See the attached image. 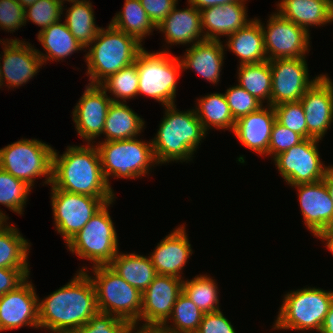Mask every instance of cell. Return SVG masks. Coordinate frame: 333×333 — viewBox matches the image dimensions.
Masks as SVG:
<instances>
[{
  "instance_id": "17",
  "label": "cell",
  "mask_w": 333,
  "mask_h": 333,
  "mask_svg": "<svg viewBox=\"0 0 333 333\" xmlns=\"http://www.w3.org/2000/svg\"><path fill=\"white\" fill-rule=\"evenodd\" d=\"M297 197L304 225L320 240L333 231V202L323 180L315 183L297 184Z\"/></svg>"
},
{
  "instance_id": "33",
  "label": "cell",
  "mask_w": 333,
  "mask_h": 333,
  "mask_svg": "<svg viewBox=\"0 0 333 333\" xmlns=\"http://www.w3.org/2000/svg\"><path fill=\"white\" fill-rule=\"evenodd\" d=\"M31 245L16 225L6 222L0 227V268L30 269Z\"/></svg>"
},
{
  "instance_id": "51",
  "label": "cell",
  "mask_w": 333,
  "mask_h": 333,
  "mask_svg": "<svg viewBox=\"0 0 333 333\" xmlns=\"http://www.w3.org/2000/svg\"><path fill=\"white\" fill-rule=\"evenodd\" d=\"M128 333H166L162 328H155V327H138L132 325L129 329Z\"/></svg>"
},
{
  "instance_id": "25",
  "label": "cell",
  "mask_w": 333,
  "mask_h": 333,
  "mask_svg": "<svg viewBox=\"0 0 333 333\" xmlns=\"http://www.w3.org/2000/svg\"><path fill=\"white\" fill-rule=\"evenodd\" d=\"M224 41L203 40L185 49L179 56L183 71L192 69L209 83L218 84L225 59Z\"/></svg>"
},
{
  "instance_id": "45",
  "label": "cell",
  "mask_w": 333,
  "mask_h": 333,
  "mask_svg": "<svg viewBox=\"0 0 333 333\" xmlns=\"http://www.w3.org/2000/svg\"><path fill=\"white\" fill-rule=\"evenodd\" d=\"M303 140L304 138L300 134L275 121L269 143V157L274 158L276 155L298 145Z\"/></svg>"
},
{
  "instance_id": "38",
  "label": "cell",
  "mask_w": 333,
  "mask_h": 333,
  "mask_svg": "<svg viewBox=\"0 0 333 333\" xmlns=\"http://www.w3.org/2000/svg\"><path fill=\"white\" fill-rule=\"evenodd\" d=\"M138 85L139 76L135 62L108 76L99 84L104 91L110 93L113 102L122 103L138 96Z\"/></svg>"
},
{
  "instance_id": "36",
  "label": "cell",
  "mask_w": 333,
  "mask_h": 333,
  "mask_svg": "<svg viewBox=\"0 0 333 333\" xmlns=\"http://www.w3.org/2000/svg\"><path fill=\"white\" fill-rule=\"evenodd\" d=\"M217 285L209 275L199 274L183 280V292L203 313H213L221 310Z\"/></svg>"
},
{
  "instance_id": "22",
  "label": "cell",
  "mask_w": 333,
  "mask_h": 333,
  "mask_svg": "<svg viewBox=\"0 0 333 333\" xmlns=\"http://www.w3.org/2000/svg\"><path fill=\"white\" fill-rule=\"evenodd\" d=\"M276 121L273 106H261L235 121L233 134L242 146L260 156H269V143L273 125Z\"/></svg>"
},
{
  "instance_id": "4",
  "label": "cell",
  "mask_w": 333,
  "mask_h": 333,
  "mask_svg": "<svg viewBox=\"0 0 333 333\" xmlns=\"http://www.w3.org/2000/svg\"><path fill=\"white\" fill-rule=\"evenodd\" d=\"M106 28H100L86 49L88 51H85L86 75L90 85H99L108 76L132 64L144 49L143 43L110 23Z\"/></svg>"
},
{
  "instance_id": "23",
  "label": "cell",
  "mask_w": 333,
  "mask_h": 333,
  "mask_svg": "<svg viewBox=\"0 0 333 333\" xmlns=\"http://www.w3.org/2000/svg\"><path fill=\"white\" fill-rule=\"evenodd\" d=\"M178 4L156 28L164 33L165 47L162 52H169L172 45H189L190 47L205 40L202 31L201 11L188 2L187 8L179 9Z\"/></svg>"
},
{
  "instance_id": "2",
  "label": "cell",
  "mask_w": 333,
  "mask_h": 333,
  "mask_svg": "<svg viewBox=\"0 0 333 333\" xmlns=\"http://www.w3.org/2000/svg\"><path fill=\"white\" fill-rule=\"evenodd\" d=\"M55 188L97 198H116L101 166L95 144L67 146L63 154L53 151L52 183Z\"/></svg>"
},
{
  "instance_id": "6",
  "label": "cell",
  "mask_w": 333,
  "mask_h": 333,
  "mask_svg": "<svg viewBox=\"0 0 333 333\" xmlns=\"http://www.w3.org/2000/svg\"><path fill=\"white\" fill-rule=\"evenodd\" d=\"M99 150L101 166L109 187V179H136L151 174L152 167L158 166L153 153L152 141L138 137L95 143Z\"/></svg>"
},
{
  "instance_id": "10",
  "label": "cell",
  "mask_w": 333,
  "mask_h": 333,
  "mask_svg": "<svg viewBox=\"0 0 333 333\" xmlns=\"http://www.w3.org/2000/svg\"><path fill=\"white\" fill-rule=\"evenodd\" d=\"M107 202L88 223L66 243L67 249L81 259L91 262L92 267L109 265L119 252L118 236L110 216Z\"/></svg>"
},
{
  "instance_id": "48",
  "label": "cell",
  "mask_w": 333,
  "mask_h": 333,
  "mask_svg": "<svg viewBox=\"0 0 333 333\" xmlns=\"http://www.w3.org/2000/svg\"><path fill=\"white\" fill-rule=\"evenodd\" d=\"M31 269L0 268V297L17 289L28 278Z\"/></svg>"
},
{
  "instance_id": "41",
  "label": "cell",
  "mask_w": 333,
  "mask_h": 333,
  "mask_svg": "<svg viewBox=\"0 0 333 333\" xmlns=\"http://www.w3.org/2000/svg\"><path fill=\"white\" fill-rule=\"evenodd\" d=\"M273 108L279 124L307 139L306 117L300 101L281 103Z\"/></svg>"
},
{
  "instance_id": "54",
  "label": "cell",
  "mask_w": 333,
  "mask_h": 333,
  "mask_svg": "<svg viewBox=\"0 0 333 333\" xmlns=\"http://www.w3.org/2000/svg\"><path fill=\"white\" fill-rule=\"evenodd\" d=\"M24 8L32 5L35 3L37 0H17Z\"/></svg>"
},
{
  "instance_id": "15",
  "label": "cell",
  "mask_w": 333,
  "mask_h": 333,
  "mask_svg": "<svg viewBox=\"0 0 333 333\" xmlns=\"http://www.w3.org/2000/svg\"><path fill=\"white\" fill-rule=\"evenodd\" d=\"M306 57L278 58L269 61L272 71L271 106L297 102L321 75L309 79Z\"/></svg>"
},
{
  "instance_id": "20",
  "label": "cell",
  "mask_w": 333,
  "mask_h": 333,
  "mask_svg": "<svg viewBox=\"0 0 333 333\" xmlns=\"http://www.w3.org/2000/svg\"><path fill=\"white\" fill-rule=\"evenodd\" d=\"M29 278L0 297V332L22 327L39 329L38 298Z\"/></svg>"
},
{
  "instance_id": "55",
  "label": "cell",
  "mask_w": 333,
  "mask_h": 333,
  "mask_svg": "<svg viewBox=\"0 0 333 333\" xmlns=\"http://www.w3.org/2000/svg\"><path fill=\"white\" fill-rule=\"evenodd\" d=\"M6 222L7 220L0 214V227H2Z\"/></svg>"
},
{
  "instance_id": "46",
  "label": "cell",
  "mask_w": 333,
  "mask_h": 333,
  "mask_svg": "<svg viewBox=\"0 0 333 333\" xmlns=\"http://www.w3.org/2000/svg\"><path fill=\"white\" fill-rule=\"evenodd\" d=\"M196 333H237L223 312L204 313Z\"/></svg>"
},
{
  "instance_id": "9",
  "label": "cell",
  "mask_w": 333,
  "mask_h": 333,
  "mask_svg": "<svg viewBox=\"0 0 333 333\" xmlns=\"http://www.w3.org/2000/svg\"><path fill=\"white\" fill-rule=\"evenodd\" d=\"M53 151L38 139H25L0 149V169L25 182L32 189L36 178L45 177L43 185L52 183Z\"/></svg>"
},
{
  "instance_id": "52",
  "label": "cell",
  "mask_w": 333,
  "mask_h": 333,
  "mask_svg": "<svg viewBox=\"0 0 333 333\" xmlns=\"http://www.w3.org/2000/svg\"><path fill=\"white\" fill-rule=\"evenodd\" d=\"M323 181L325 182V184L327 186V189H328L329 194L331 196V200L333 202V165L327 171L326 175L324 176Z\"/></svg>"
},
{
  "instance_id": "39",
  "label": "cell",
  "mask_w": 333,
  "mask_h": 333,
  "mask_svg": "<svg viewBox=\"0 0 333 333\" xmlns=\"http://www.w3.org/2000/svg\"><path fill=\"white\" fill-rule=\"evenodd\" d=\"M31 189L25 182L0 169V205H4L11 212L19 215L24 214V207H26ZM0 214L7 221L9 220V217L1 209Z\"/></svg>"
},
{
  "instance_id": "30",
  "label": "cell",
  "mask_w": 333,
  "mask_h": 333,
  "mask_svg": "<svg viewBox=\"0 0 333 333\" xmlns=\"http://www.w3.org/2000/svg\"><path fill=\"white\" fill-rule=\"evenodd\" d=\"M108 266L141 293L158 275L150 257L143 254L118 252Z\"/></svg>"
},
{
  "instance_id": "53",
  "label": "cell",
  "mask_w": 333,
  "mask_h": 333,
  "mask_svg": "<svg viewBox=\"0 0 333 333\" xmlns=\"http://www.w3.org/2000/svg\"><path fill=\"white\" fill-rule=\"evenodd\" d=\"M321 241L325 242V246L327 249L333 254V231L326 234Z\"/></svg>"
},
{
  "instance_id": "47",
  "label": "cell",
  "mask_w": 333,
  "mask_h": 333,
  "mask_svg": "<svg viewBox=\"0 0 333 333\" xmlns=\"http://www.w3.org/2000/svg\"><path fill=\"white\" fill-rule=\"evenodd\" d=\"M140 2L156 28L178 4V0H140Z\"/></svg>"
},
{
  "instance_id": "13",
  "label": "cell",
  "mask_w": 333,
  "mask_h": 333,
  "mask_svg": "<svg viewBox=\"0 0 333 333\" xmlns=\"http://www.w3.org/2000/svg\"><path fill=\"white\" fill-rule=\"evenodd\" d=\"M267 60L302 58L310 51L311 35L294 22L283 18L277 11L262 23Z\"/></svg>"
},
{
  "instance_id": "3",
  "label": "cell",
  "mask_w": 333,
  "mask_h": 333,
  "mask_svg": "<svg viewBox=\"0 0 333 333\" xmlns=\"http://www.w3.org/2000/svg\"><path fill=\"white\" fill-rule=\"evenodd\" d=\"M176 104L164 106L155 137L151 139L158 166L169 162H191L208 134L193 109L180 111Z\"/></svg>"
},
{
  "instance_id": "11",
  "label": "cell",
  "mask_w": 333,
  "mask_h": 333,
  "mask_svg": "<svg viewBox=\"0 0 333 333\" xmlns=\"http://www.w3.org/2000/svg\"><path fill=\"white\" fill-rule=\"evenodd\" d=\"M51 187V206L55 231L66 244L88 221L109 201L116 198H97L88 195L67 192Z\"/></svg>"
},
{
  "instance_id": "50",
  "label": "cell",
  "mask_w": 333,
  "mask_h": 333,
  "mask_svg": "<svg viewBox=\"0 0 333 333\" xmlns=\"http://www.w3.org/2000/svg\"><path fill=\"white\" fill-rule=\"evenodd\" d=\"M319 333H333V303L325 316Z\"/></svg>"
},
{
  "instance_id": "35",
  "label": "cell",
  "mask_w": 333,
  "mask_h": 333,
  "mask_svg": "<svg viewBox=\"0 0 333 333\" xmlns=\"http://www.w3.org/2000/svg\"><path fill=\"white\" fill-rule=\"evenodd\" d=\"M237 68V84L262 104L271 105L272 71L269 60L257 64H241Z\"/></svg>"
},
{
  "instance_id": "24",
  "label": "cell",
  "mask_w": 333,
  "mask_h": 333,
  "mask_svg": "<svg viewBox=\"0 0 333 333\" xmlns=\"http://www.w3.org/2000/svg\"><path fill=\"white\" fill-rule=\"evenodd\" d=\"M246 2L228 3L201 10L202 31L206 40H221L246 26L248 17Z\"/></svg>"
},
{
  "instance_id": "1",
  "label": "cell",
  "mask_w": 333,
  "mask_h": 333,
  "mask_svg": "<svg viewBox=\"0 0 333 333\" xmlns=\"http://www.w3.org/2000/svg\"><path fill=\"white\" fill-rule=\"evenodd\" d=\"M99 312L94 285L85 271H77L65 285L38 298L39 329L74 333Z\"/></svg>"
},
{
  "instance_id": "44",
  "label": "cell",
  "mask_w": 333,
  "mask_h": 333,
  "mask_svg": "<svg viewBox=\"0 0 333 333\" xmlns=\"http://www.w3.org/2000/svg\"><path fill=\"white\" fill-rule=\"evenodd\" d=\"M25 24V8L17 0H0V28L13 33Z\"/></svg>"
},
{
  "instance_id": "29",
  "label": "cell",
  "mask_w": 333,
  "mask_h": 333,
  "mask_svg": "<svg viewBox=\"0 0 333 333\" xmlns=\"http://www.w3.org/2000/svg\"><path fill=\"white\" fill-rule=\"evenodd\" d=\"M144 127L145 120L126 103L112 102L102 132L105 138L99 142L135 138L140 136Z\"/></svg>"
},
{
  "instance_id": "19",
  "label": "cell",
  "mask_w": 333,
  "mask_h": 333,
  "mask_svg": "<svg viewBox=\"0 0 333 333\" xmlns=\"http://www.w3.org/2000/svg\"><path fill=\"white\" fill-rule=\"evenodd\" d=\"M307 138L322 140L333 123V81L329 75L321 74L301 97Z\"/></svg>"
},
{
  "instance_id": "31",
  "label": "cell",
  "mask_w": 333,
  "mask_h": 333,
  "mask_svg": "<svg viewBox=\"0 0 333 333\" xmlns=\"http://www.w3.org/2000/svg\"><path fill=\"white\" fill-rule=\"evenodd\" d=\"M67 2L71 3V6L66 9L63 3L62 11L67 10L63 21L71 34L86 50L101 28L96 25L92 2L90 0H68Z\"/></svg>"
},
{
  "instance_id": "21",
  "label": "cell",
  "mask_w": 333,
  "mask_h": 333,
  "mask_svg": "<svg viewBox=\"0 0 333 333\" xmlns=\"http://www.w3.org/2000/svg\"><path fill=\"white\" fill-rule=\"evenodd\" d=\"M185 224L176 226L155 247L150 259L158 275L184 280L183 269L193 253Z\"/></svg>"
},
{
  "instance_id": "18",
  "label": "cell",
  "mask_w": 333,
  "mask_h": 333,
  "mask_svg": "<svg viewBox=\"0 0 333 333\" xmlns=\"http://www.w3.org/2000/svg\"><path fill=\"white\" fill-rule=\"evenodd\" d=\"M113 101L99 85L85 86L72 111L77 135L88 144H94L102 135L108 109ZM96 139V141H94Z\"/></svg>"
},
{
  "instance_id": "26",
  "label": "cell",
  "mask_w": 333,
  "mask_h": 333,
  "mask_svg": "<svg viewBox=\"0 0 333 333\" xmlns=\"http://www.w3.org/2000/svg\"><path fill=\"white\" fill-rule=\"evenodd\" d=\"M277 12L294 22L310 34V26L321 27L332 24L333 4L330 0H280Z\"/></svg>"
},
{
  "instance_id": "37",
  "label": "cell",
  "mask_w": 333,
  "mask_h": 333,
  "mask_svg": "<svg viewBox=\"0 0 333 333\" xmlns=\"http://www.w3.org/2000/svg\"><path fill=\"white\" fill-rule=\"evenodd\" d=\"M203 315L204 313L182 292L173 306L169 319L160 328L166 333H196Z\"/></svg>"
},
{
  "instance_id": "28",
  "label": "cell",
  "mask_w": 333,
  "mask_h": 333,
  "mask_svg": "<svg viewBox=\"0 0 333 333\" xmlns=\"http://www.w3.org/2000/svg\"><path fill=\"white\" fill-rule=\"evenodd\" d=\"M62 20L51 24L48 28L37 33V39L44 47L45 53L36 49L43 64L47 61L59 62L78 51H86L83 46L71 34L70 30Z\"/></svg>"
},
{
  "instance_id": "42",
  "label": "cell",
  "mask_w": 333,
  "mask_h": 333,
  "mask_svg": "<svg viewBox=\"0 0 333 333\" xmlns=\"http://www.w3.org/2000/svg\"><path fill=\"white\" fill-rule=\"evenodd\" d=\"M224 95L235 121L265 105L238 84L228 87Z\"/></svg>"
},
{
  "instance_id": "14",
  "label": "cell",
  "mask_w": 333,
  "mask_h": 333,
  "mask_svg": "<svg viewBox=\"0 0 333 333\" xmlns=\"http://www.w3.org/2000/svg\"><path fill=\"white\" fill-rule=\"evenodd\" d=\"M3 40H0L3 45L2 56L0 54V61L3 63L0 62L1 88L6 86L14 90L30 82L44 64L35 46L29 42L18 38Z\"/></svg>"
},
{
  "instance_id": "27",
  "label": "cell",
  "mask_w": 333,
  "mask_h": 333,
  "mask_svg": "<svg viewBox=\"0 0 333 333\" xmlns=\"http://www.w3.org/2000/svg\"><path fill=\"white\" fill-rule=\"evenodd\" d=\"M224 48L234 53L241 64H257L267 61L261 22L253 18L246 26L226 37Z\"/></svg>"
},
{
  "instance_id": "40",
  "label": "cell",
  "mask_w": 333,
  "mask_h": 333,
  "mask_svg": "<svg viewBox=\"0 0 333 333\" xmlns=\"http://www.w3.org/2000/svg\"><path fill=\"white\" fill-rule=\"evenodd\" d=\"M62 7L61 0H37L25 8V24L27 21L33 22L41 27L40 32L62 19L61 15L64 13Z\"/></svg>"
},
{
  "instance_id": "5",
  "label": "cell",
  "mask_w": 333,
  "mask_h": 333,
  "mask_svg": "<svg viewBox=\"0 0 333 333\" xmlns=\"http://www.w3.org/2000/svg\"><path fill=\"white\" fill-rule=\"evenodd\" d=\"M333 303V291L304 287L284 294L273 330L318 331ZM309 330V331H308Z\"/></svg>"
},
{
  "instance_id": "49",
  "label": "cell",
  "mask_w": 333,
  "mask_h": 333,
  "mask_svg": "<svg viewBox=\"0 0 333 333\" xmlns=\"http://www.w3.org/2000/svg\"><path fill=\"white\" fill-rule=\"evenodd\" d=\"M246 1L247 0H187V2L192 4L200 11L212 6H222L228 3L246 2Z\"/></svg>"
},
{
  "instance_id": "43",
  "label": "cell",
  "mask_w": 333,
  "mask_h": 333,
  "mask_svg": "<svg viewBox=\"0 0 333 333\" xmlns=\"http://www.w3.org/2000/svg\"><path fill=\"white\" fill-rule=\"evenodd\" d=\"M132 324L114 315L98 312L74 333H128Z\"/></svg>"
},
{
  "instance_id": "32",
  "label": "cell",
  "mask_w": 333,
  "mask_h": 333,
  "mask_svg": "<svg viewBox=\"0 0 333 333\" xmlns=\"http://www.w3.org/2000/svg\"><path fill=\"white\" fill-rule=\"evenodd\" d=\"M195 105L196 115L207 133L212 128L233 131L235 120L224 93L215 92L197 98Z\"/></svg>"
},
{
  "instance_id": "16",
  "label": "cell",
  "mask_w": 333,
  "mask_h": 333,
  "mask_svg": "<svg viewBox=\"0 0 333 333\" xmlns=\"http://www.w3.org/2000/svg\"><path fill=\"white\" fill-rule=\"evenodd\" d=\"M182 292V279L157 275L142 293L141 314L134 325L160 328L169 319L173 306Z\"/></svg>"
},
{
  "instance_id": "7",
  "label": "cell",
  "mask_w": 333,
  "mask_h": 333,
  "mask_svg": "<svg viewBox=\"0 0 333 333\" xmlns=\"http://www.w3.org/2000/svg\"><path fill=\"white\" fill-rule=\"evenodd\" d=\"M83 266L77 271H85L91 279L96 292L99 312L114 315L134 325L140 318L142 293L128 284L108 265L91 267Z\"/></svg>"
},
{
  "instance_id": "34",
  "label": "cell",
  "mask_w": 333,
  "mask_h": 333,
  "mask_svg": "<svg viewBox=\"0 0 333 333\" xmlns=\"http://www.w3.org/2000/svg\"><path fill=\"white\" fill-rule=\"evenodd\" d=\"M110 24L116 29L135 37L140 43L156 31L140 0H125L123 8L112 18ZM151 33V34H150Z\"/></svg>"
},
{
  "instance_id": "12",
  "label": "cell",
  "mask_w": 333,
  "mask_h": 333,
  "mask_svg": "<svg viewBox=\"0 0 333 333\" xmlns=\"http://www.w3.org/2000/svg\"><path fill=\"white\" fill-rule=\"evenodd\" d=\"M320 140L307 138L298 145L276 155L272 161L282 179L289 185L315 183L324 179L332 167L321 160Z\"/></svg>"
},
{
  "instance_id": "8",
  "label": "cell",
  "mask_w": 333,
  "mask_h": 333,
  "mask_svg": "<svg viewBox=\"0 0 333 333\" xmlns=\"http://www.w3.org/2000/svg\"><path fill=\"white\" fill-rule=\"evenodd\" d=\"M139 76L138 95L153 98L162 106L176 102L177 80L180 77L182 63L171 52L150 51L145 48L135 60Z\"/></svg>"
}]
</instances>
